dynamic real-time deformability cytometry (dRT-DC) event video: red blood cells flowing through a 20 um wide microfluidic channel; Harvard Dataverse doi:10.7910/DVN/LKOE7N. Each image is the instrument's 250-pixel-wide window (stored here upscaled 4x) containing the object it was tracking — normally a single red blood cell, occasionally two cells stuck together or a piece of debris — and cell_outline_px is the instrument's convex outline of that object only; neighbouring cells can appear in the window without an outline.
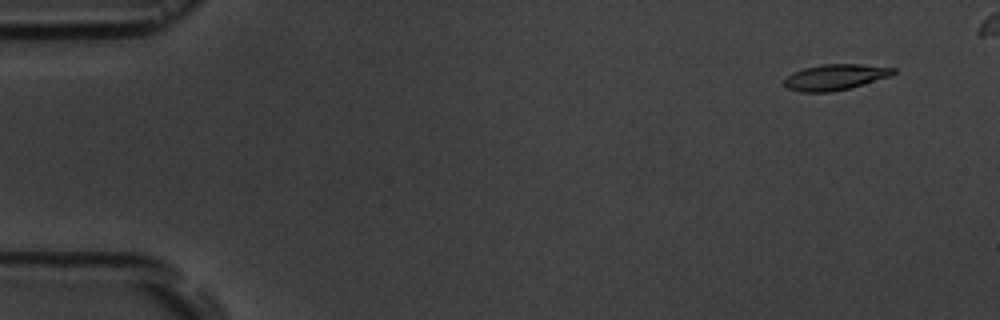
{"species": "common noctule bat (a hibernating species)", "species_latin": "Nyctalus noctula", "temperature_condition": "room temperature", "stored_images_in_passage": 6, "camera_frame_rate_fps": 3000, "um_per_image_px": 0.085, "animal": {"sex": "male", "body_mass_g": 19.5, "forearm_length_mm": 54.6}, "frame": {"image": 1, "passage_image": 1, "time_ms": 0.0, "image_size_px": [1000, 320], "cell_outline_px": [[896, 72], [892, 76], [848, 88], [828, 92], [800, 92], [788, 88], [784, 84], [784, 80], [792, 72], [804, 68], [824, 64], [860, 64], [896, 68]], "centroid_in_image_um": [71.0, 6.55], "position_along_channel_um": 14.0, "area_um2": 16.3}}
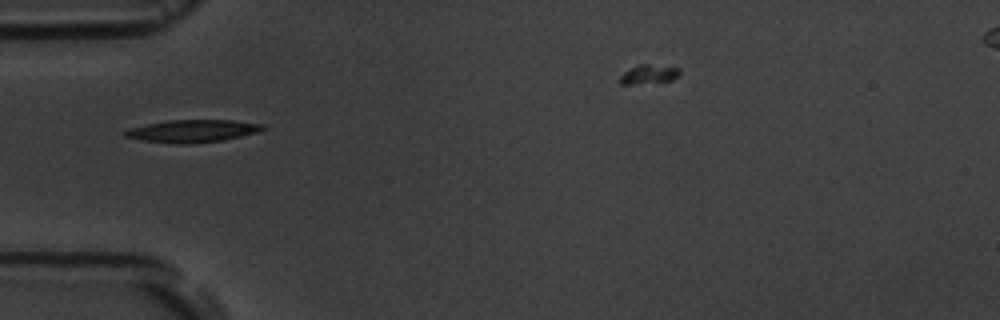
{"frame": {"image": 2, "passage_image": 5, "time_ms": 4.667, "image_size_px": [1000, 320], "cell_outline_px": [[268, 128], [256, 132], [224, 140], [188, 144], [176, 144], [144, 140], [124, 136], [124, 132], [128, 128], [168, 120], [232, 120], [264, 124]], "centroid_in_image_um": [16.39, 11.13], "position_along_channel_um": 68.6, "area_um2": 17.98}}
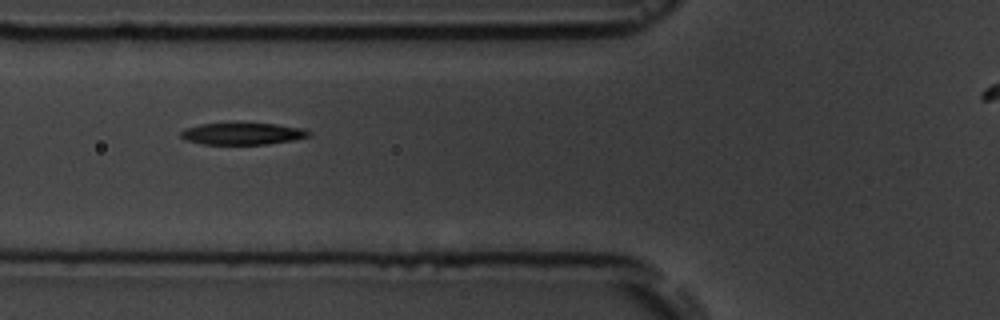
{"frame": {"image": 3, "passage_image": 6, "time_ms": 5.667, "image_size_px": [1000, 320], "cell_outline_px": [[312, 132], [308, 136], [292, 140], [268, 144], [204, 144], [184, 140], [180, 136], [180, 132], [184, 128], [200, 124], [236, 120], [276, 124], [304, 128]], "centroid_in_image_um": [20.57, 11.31], "position_along_channel_um": 105.2, "area_um2": 17.22}}